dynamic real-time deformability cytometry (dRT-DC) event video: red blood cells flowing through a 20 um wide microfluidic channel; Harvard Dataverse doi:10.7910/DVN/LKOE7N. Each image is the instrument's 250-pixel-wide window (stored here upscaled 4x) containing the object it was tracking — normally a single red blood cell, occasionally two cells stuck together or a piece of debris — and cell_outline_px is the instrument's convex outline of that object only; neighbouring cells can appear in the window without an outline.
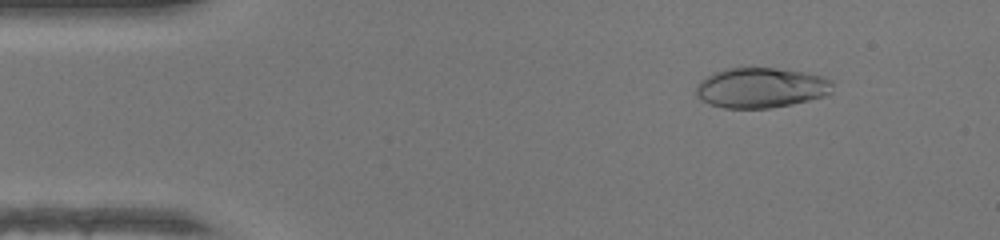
{"species": "human", "species_latin": "Homo sapiens", "temperature_condition": "warm", "stored_images_in_passage": 47, "camera_frame_rate_fps": 3000, "um_per_image_px": 0.085, "donor": {"sex": "female"}, "frame": {"image": 1, "passage_image": 6, "time_ms": 1.667, "image_size_px": [1000, 240], "cell_outline_px": [[832, 92], [824, 96], [792, 104], [772, 108], [724, 108], [708, 104], [700, 100], [696, 96], [696, 84], [700, 80], [712, 72], [728, 68], [776, 68], [804, 72], [820, 76], [832, 80]], "centroid_in_image_um": [64.64, 7.46], "position_along_channel_um": 20.4, "area_um2": 32.19}}
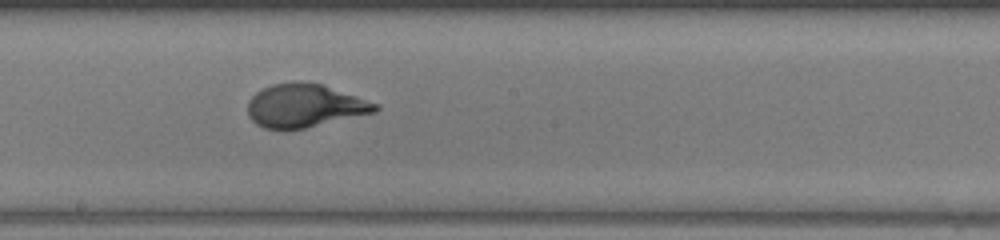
{"frame": {"image": 2, "passage_image": 26, "time_ms": 8.333, "image_size_px": [1000, 240], "cell_outline_px": [[380, 108], [376, 112], [304, 128], [284, 132], [264, 128], [256, 124], [248, 116], [248, 100], [256, 92], [272, 84], [320, 84], [356, 96], [376, 104]], "centroid_in_image_um": [25.84, 9.05], "position_along_channel_um": 222.4, "area_um2": 31.62}}
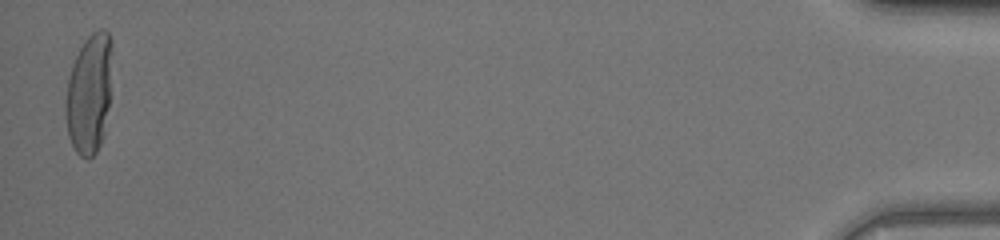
{"frame": {"image": 3, "passage_image": 47, "time_ms": 15.333, "image_size_px": [1000, 240], "cell_outline_px": [[112, 48], [108, 108], [104, 136], [96, 152], [88, 160], [80, 156], [76, 152], [68, 136], [64, 116], [64, 104], [68, 80], [72, 64], [80, 48], [88, 36], [92, 32], [100, 28], [104, 28], [108, 32], [112, 40]], "centroid_in_image_um": [7.57, 7.97], "position_along_channel_um": 427.6, "area_um2": 32.83}, "authors_computed_cell_mechanics": {"area_um2": 31.9056, "velocity_mm_per_s": 4.3813, "shape_relaxation_time_tau1_ms": 4.5259, "shape_relaxation_time_tau2_ms": null, "deformation_change_tau1": 0.2714, "deformation_change_tau2": null}}